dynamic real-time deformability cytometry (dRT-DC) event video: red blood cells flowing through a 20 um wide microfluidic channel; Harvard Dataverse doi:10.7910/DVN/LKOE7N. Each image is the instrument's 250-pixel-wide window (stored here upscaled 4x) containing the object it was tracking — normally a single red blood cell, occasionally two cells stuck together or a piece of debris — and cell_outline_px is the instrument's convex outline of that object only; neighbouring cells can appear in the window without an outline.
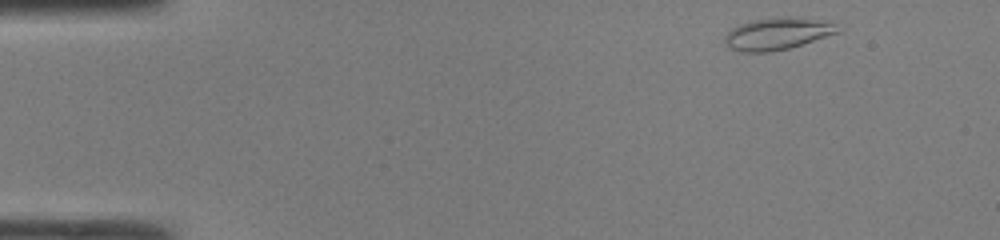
{"species": "common noctule bat (a hibernating species)", "species_latin": "Nyctalus noctula", "temperature_condition": "room temperature", "stored_images_in_passage": 43, "camera_frame_rate_fps": 3000, "um_per_image_px": 0.085, "animal": {"sex": "male", "body_mass_g": 19.0, "forearm_length_mm": 50.8}, "frame": {"image": 1, "passage_image": 1, "time_ms": 0.0, "image_size_px": [1000, 240], "cell_outline_px": [[844, 28], [840, 32], [788, 48], [768, 52], [740, 52], [728, 48], [724, 40], [724, 36], [732, 28], [740, 24], [756, 20], [780, 16], [800, 16], [836, 24]], "centroid_in_image_um": [66.09, 2.85], "position_along_channel_um": 18.9, "area_um2": 21.21}}
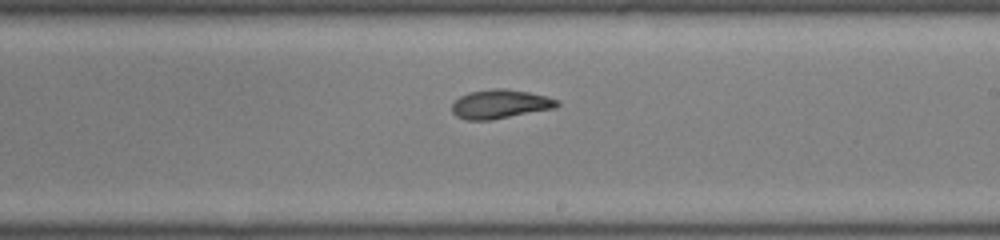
{"frame": {"image": 2, "passage_image": 24, "time_ms": 7.667, "image_size_px": [1000, 240], "cell_outline_px": [[560, 104], [556, 108], [492, 120], [464, 120], [456, 116], [452, 112], [452, 104], [460, 96], [468, 92], [492, 88], [504, 88], [528, 92], [548, 96], [556, 100]], "centroid_in_image_um": [42.5, 8.85], "position_along_channel_um": 246.5, "area_um2": 17.92}}
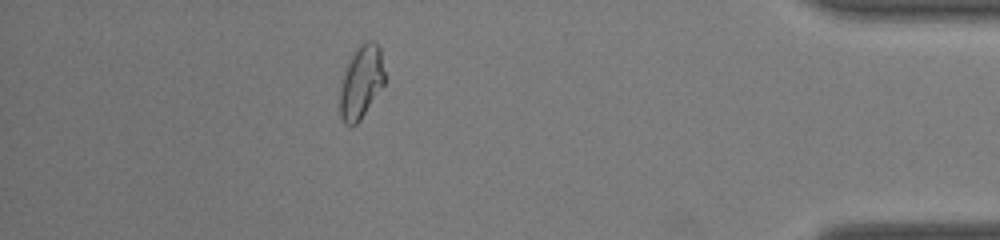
{"frame": {"image": 3, "passage_image": 38, "time_ms": 12.333, "image_size_px": [1000, 240], "cell_outline_px": [[384, 84], [360, 120], [352, 128], [344, 124], [340, 116], [340, 88], [344, 68], [356, 48], [364, 40], [376, 40], [380, 48], [384, 72]], "centroid_in_image_um": [30.68, 6.96], "position_along_channel_um": 404.5, "area_um2": 19.31}, "authors_computed_cell_mechanics": {"area_um2": 18.496, "velocity_mm_per_s": 4.2888, "shape_relaxation_time_tau1_ms": 4.9073, "shape_relaxation_time_tau2_ms": 2.3343, "deformation_change_tau1": 0.1509, "deformation_change_tau2": 0.0818}}